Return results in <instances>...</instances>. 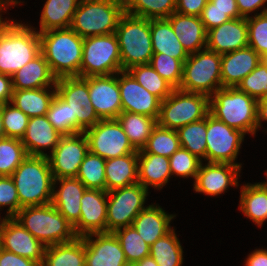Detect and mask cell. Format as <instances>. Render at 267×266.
<instances>
[{"instance_id":"cell-1","label":"cell","mask_w":267,"mask_h":266,"mask_svg":"<svg viewBox=\"0 0 267 266\" xmlns=\"http://www.w3.org/2000/svg\"><path fill=\"white\" fill-rule=\"evenodd\" d=\"M40 53L41 41L38 31L14 20L0 19L1 74L12 76Z\"/></svg>"},{"instance_id":"cell-2","label":"cell","mask_w":267,"mask_h":266,"mask_svg":"<svg viewBox=\"0 0 267 266\" xmlns=\"http://www.w3.org/2000/svg\"><path fill=\"white\" fill-rule=\"evenodd\" d=\"M38 33L41 41V53L53 75L57 79L80 76L84 39L71 28Z\"/></svg>"},{"instance_id":"cell-3","label":"cell","mask_w":267,"mask_h":266,"mask_svg":"<svg viewBox=\"0 0 267 266\" xmlns=\"http://www.w3.org/2000/svg\"><path fill=\"white\" fill-rule=\"evenodd\" d=\"M11 178L18 192L20 210L51 203L54 177L46 156L27 155Z\"/></svg>"},{"instance_id":"cell-4","label":"cell","mask_w":267,"mask_h":266,"mask_svg":"<svg viewBox=\"0 0 267 266\" xmlns=\"http://www.w3.org/2000/svg\"><path fill=\"white\" fill-rule=\"evenodd\" d=\"M209 113L245 134H256L257 100L237 87H222L209 97Z\"/></svg>"},{"instance_id":"cell-5","label":"cell","mask_w":267,"mask_h":266,"mask_svg":"<svg viewBox=\"0 0 267 266\" xmlns=\"http://www.w3.org/2000/svg\"><path fill=\"white\" fill-rule=\"evenodd\" d=\"M14 218L46 247L77 237L73 226L51 203L23 207Z\"/></svg>"},{"instance_id":"cell-6","label":"cell","mask_w":267,"mask_h":266,"mask_svg":"<svg viewBox=\"0 0 267 266\" xmlns=\"http://www.w3.org/2000/svg\"><path fill=\"white\" fill-rule=\"evenodd\" d=\"M124 13L122 0H80L70 28L83 39L112 34Z\"/></svg>"},{"instance_id":"cell-7","label":"cell","mask_w":267,"mask_h":266,"mask_svg":"<svg viewBox=\"0 0 267 266\" xmlns=\"http://www.w3.org/2000/svg\"><path fill=\"white\" fill-rule=\"evenodd\" d=\"M115 34L119 42L122 71L150 63L153 55L150 19L124 13Z\"/></svg>"},{"instance_id":"cell-8","label":"cell","mask_w":267,"mask_h":266,"mask_svg":"<svg viewBox=\"0 0 267 266\" xmlns=\"http://www.w3.org/2000/svg\"><path fill=\"white\" fill-rule=\"evenodd\" d=\"M220 88L221 54L207 48L189 54L183 63L179 89L211 97Z\"/></svg>"},{"instance_id":"cell-9","label":"cell","mask_w":267,"mask_h":266,"mask_svg":"<svg viewBox=\"0 0 267 266\" xmlns=\"http://www.w3.org/2000/svg\"><path fill=\"white\" fill-rule=\"evenodd\" d=\"M208 113L207 95L177 88L161 101L157 124L177 131L182 126L205 118Z\"/></svg>"},{"instance_id":"cell-10","label":"cell","mask_w":267,"mask_h":266,"mask_svg":"<svg viewBox=\"0 0 267 266\" xmlns=\"http://www.w3.org/2000/svg\"><path fill=\"white\" fill-rule=\"evenodd\" d=\"M122 71L115 33L84 38L80 77L109 76Z\"/></svg>"},{"instance_id":"cell-11","label":"cell","mask_w":267,"mask_h":266,"mask_svg":"<svg viewBox=\"0 0 267 266\" xmlns=\"http://www.w3.org/2000/svg\"><path fill=\"white\" fill-rule=\"evenodd\" d=\"M55 87L56 94L69 105L72 112V134L84 132L101 120L91 104L86 77L59 78Z\"/></svg>"},{"instance_id":"cell-12","label":"cell","mask_w":267,"mask_h":266,"mask_svg":"<svg viewBox=\"0 0 267 266\" xmlns=\"http://www.w3.org/2000/svg\"><path fill=\"white\" fill-rule=\"evenodd\" d=\"M148 193L140 183L108 191L106 233L132 226L135 217L145 208Z\"/></svg>"},{"instance_id":"cell-13","label":"cell","mask_w":267,"mask_h":266,"mask_svg":"<svg viewBox=\"0 0 267 266\" xmlns=\"http://www.w3.org/2000/svg\"><path fill=\"white\" fill-rule=\"evenodd\" d=\"M89 151L105 160L138 153L117 119H101L84 131Z\"/></svg>"},{"instance_id":"cell-14","label":"cell","mask_w":267,"mask_h":266,"mask_svg":"<svg viewBox=\"0 0 267 266\" xmlns=\"http://www.w3.org/2000/svg\"><path fill=\"white\" fill-rule=\"evenodd\" d=\"M245 135L242 131L228 126L208 113L206 160L212 163L238 165L242 168V165L235 163V160Z\"/></svg>"},{"instance_id":"cell-15","label":"cell","mask_w":267,"mask_h":266,"mask_svg":"<svg viewBox=\"0 0 267 266\" xmlns=\"http://www.w3.org/2000/svg\"><path fill=\"white\" fill-rule=\"evenodd\" d=\"M88 152L89 145L84 132L62 135L58 145L47 155L54 179L76 177Z\"/></svg>"},{"instance_id":"cell-16","label":"cell","mask_w":267,"mask_h":266,"mask_svg":"<svg viewBox=\"0 0 267 266\" xmlns=\"http://www.w3.org/2000/svg\"><path fill=\"white\" fill-rule=\"evenodd\" d=\"M0 247L42 265L46 246L14 217L0 219Z\"/></svg>"},{"instance_id":"cell-17","label":"cell","mask_w":267,"mask_h":266,"mask_svg":"<svg viewBox=\"0 0 267 266\" xmlns=\"http://www.w3.org/2000/svg\"><path fill=\"white\" fill-rule=\"evenodd\" d=\"M88 90L91 104L100 119H116L122 112L119 72L109 76H90Z\"/></svg>"},{"instance_id":"cell-18","label":"cell","mask_w":267,"mask_h":266,"mask_svg":"<svg viewBox=\"0 0 267 266\" xmlns=\"http://www.w3.org/2000/svg\"><path fill=\"white\" fill-rule=\"evenodd\" d=\"M122 111L158 119L161 100L151 94L128 72H119Z\"/></svg>"},{"instance_id":"cell-19","label":"cell","mask_w":267,"mask_h":266,"mask_svg":"<svg viewBox=\"0 0 267 266\" xmlns=\"http://www.w3.org/2000/svg\"><path fill=\"white\" fill-rule=\"evenodd\" d=\"M81 216L73 227L77 237L92 233H106L107 192L100 189H86L80 200Z\"/></svg>"},{"instance_id":"cell-20","label":"cell","mask_w":267,"mask_h":266,"mask_svg":"<svg viewBox=\"0 0 267 266\" xmlns=\"http://www.w3.org/2000/svg\"><path fill=\"white\" fill-rule=\"evenodd\" d=\"M241 168L227 163H201L194 180V190L208 196L220 195L229 186H239L238 176Z\"/></svg>"},{"instance_id":"cell-21","label":"cell","mask_w":267,"mask_h":266,"mask_svg":"<svg viewBox=\"0 0 267 266\" xmlns=\"http://www.w3.org/2000/svg\"><path fill=\"white\" fill-rule=\"evenodd\" d=\"M94 236L96 237L94 240ZM85 266H128L124 251L113 233H92L82 237Z\"/></svg>"},{"instance_id":"cell-22","label":"cell","mask_w":267,"mask_h":266,"mask_svg":"<svg viewBox=\"0 0 267 266\" xmlns=\"http://www.w3.org/2000/svg\"><path fill=\"white\" fill-rule=\"evenodd\" d=\"M248 46L247 18L230 19L207 31L206 48L225 54Z\"/></svg>"},{"instance_id":"cell-23","label":"cell","mask_w":267,"mask_h":266,"mask_svg":"<svg viewBox=\"0 0 267 266\" xmlns=\"http://www.w3.org/2000/svg\"><path fill=\"white\" fill-rule=\"evenodd\" d=\"M60 183L56 189V183ZM87 188L76 177L54 179L51 204L74 227L81 216V198Z\"/></svg>"},{"instance_id":"cell-24","label":"cell","mask_w":267,"mask_h":266,"mask_svg":"<svg viewBox=\"0 0 267 266\" xmlns=\"http://www.w3.org/2000/svg\"><path fill=\"white\" fill-rule=\"evenodd\" d=\"M262 57L251 47L221 55L222 87H237L241 80L252 72Z\"/></svg>"},{"instance_id":"cell-25","label":"cell","mask_w":267,"mask_h":266,"mask_svg":"<svg viewBox=\"0 0 267 266\" xmlns=\"http://www.w3.org/2000/svg\"><path fill=\"white\" fill-rule=\"evenodd\" d=\"M62 134L58 132L48 121L47 116H36L29 118L26 133L21 139L26 153L31 156H46L44 149L51 152L58 145Z\"/></svg>"},{"instance_id":"cell-26","label":"cell","mask_w":267,"mask_h":266,"mask_svg":"<svg viewBox=\"0 0 267 266\" xmlns=\"http://www.w3.org/2000/svg\"><path fill=\"white\" fill-rule=\"evenodd\" d=\"M171 27L188 54L206 48L207 31L199 16L172 13L168 18Z\"/></svg>"},{"instance_id":"cell-27","label":"cell","mask_w":267,"mask_h":266,"mask_svg":"<svg viewBox=\"0 0 267 266\" xmlns=\"http://www.w3.org/2000/svg\"><path fill=\"white\" fill-rule=\"evenodd\" d=\"M174 217L176 216L166 213L160 206L151 204L135 217L132 226L141 238L151 246L156 240L173 229L170 222Z\"/></svg>"},{"instance_id":"cell-28","label":"cell","mask_w":267,"mask_h":266,"mask_svg":"<svg viewBox=\"0 0 267 266\" xmlns=\"http://www.w3.org/2000/svg\"><path fill=\"white\" fill-rule=\"evenodd\" d=\"M11 77L13 90L55 87L57 81L42 53Z\"/></svg>"},{"instance_id":"cell-29","label":"cell","mask_w":267,"mask_h":266,"mask_svg":"<svg viewBox=\"0 0 267 266\" xmlns=\"http://www.w3.org/2000/svg\"><path fill=\"white\" fill-rule=\"evenodd\" d=\"M138 183V153L105 161V191Z\"/></svg>"},{"instance_id":"cell-30","label":"cell","mask_w":267,"mask_h":266,"mask_svg":"<svg viewBox=\"0 0 267 266\" xmlns=\"http://www.w3.org/2000/svg\"><path fill=\"white\" fill-rule=\"evenodd\" d=\"M171 174L168 157L153 153H138V183L148 190L152 186L157 190L162 189Z\"/></svg>"},{"instance_id":"cell-31","label":"cell","mask_w":267,"mask_h":266,"mask_svg":"<svg viewBox=\"0 0 267 266\" xmlns=\"http://www.w3.org/2000/svg\"><path fill=\"white\" fill-rule=\"evenodd\" d=\"M150 32L153 53H164L179 59L182 63L188 58L189 54L175 35L167 18L150 19Z\"/></svg>"},{"instance_id":"cell-32","label":"cell","mask_w":267,"mask_h":266,"mask_svg":"<svg viewBox=\"0 0 267 266\" xmlns=\"http://www.w3.org/2000/svg\"><path fill=\"white\" fill-rule=\"evenodd\" d=\"M13 90L11 104L24 112L29 118L45 116L56 95V87Z\"/></svg>"},{"instance_id":"cell-33","label":"cell","mask_w":267,"mask_h":266,"mask_svg":"<svg viewBox=\"0 0 267 266\" xmlns=\"http://www.w3.org/2000/svg\"><path fill=\"white\" fill-rule=\"evenodd\" d=\"M85 243L82 237L45 248L41 266H85Z\"/></svg>"},{"instance_id":"cell-34","label":"cell","mask_w":267,"mask_h":266,"mask_svg":"<svg viewBox=\"0 0 267 266\" xmlns=\"http://www.w3.org/2000/svg\"><path fill=\"white\" fill-rule=\"evenodd\" d=\"M79 2L80 0H47L41 13L38 32L70 28Z\"/></svg>"},{"instance_id":"cell-35","label":"cell","mask_w":267,"mask_h":266,"mask_svg":"<svg viewBox=\"0 0 267 266\" xmlns=\"http://www.w3.org/2000/svg\"><path fill=\"white\" fill-rule=\"evenodd\" d=\"M240 210L256 225L267 220V188L262 183L241 186Z\"/></svg>"},{"instance_id":"cell-36","label":"cell","mask_w":267,"mask_h":266,"mask_svg":"<svg viewBox=\"0 0 267 266\" xmlns=\"http://www.w3.org/2000/svg\"><path fill=\"white\" fill-rule=\"evenodd\" d=\"M116 119L136 150H141L147 144L153 128L157 125V119L125 111H122Z\"/></svg>"},{"instance_id":"cell-37","label":"cell","mask_w":267,"mask_h":266,"mask_svg":"<svg viewBox=\"0 0 267 266\" xmlns=\"http://www.w3.org/2000/svg\"><path fill=\"white\" fill-rule=\"evenodd\" d=\"M150 256L158 266H182L183 248L174 229L150 246Z\"/></svg>"},{"instance_id":"cell-38","label":"cell","mask_w":267,"mask_h":266,"mask_svg":"<svg viewBox=\"0 0 267 266\" xmlns=\"http://www.w3.org/2000/svg\"><path fill=\"white\" fill-rule=\"evenodd\" d=\"M125 13L146 19L168 18L176 11V0H125Z\"/></svg>"},{"instance_id":"cell-39","label":"cell","mask_w":267,"mask_h":266,"mask_svg":"<svg viewBox=\"0 0 267 266\" xmlns=\"http://www.w3.org/2000/svg\"><path fill=\"white\" fill-rule=\"evenodd\" d=\"M177 133L182 148L206 161L207 115L199 121L182 126Z\"/></svg>"},{"instance_id":"cell-40","label":"cell","mask_w":267,"mask_h":266,"mask_svg":"<svg viewBox=\"0 0 267 266\" xmlns=\"http://www.w3.org/2000/svg\"><path fill=\"white\" fill-rule=\"evenodd\" d=\"M180 147L177 131L157 124L153 128L147 144L141 150H138V153H153L169 158Z\"/></svg>"},{"instance_id":"cell-41","label":"cell","mask_w":267,"mask_h":266,"mask_svg":"<svg viewBox=\"0 0 267 266\" xmlns=\"http://www.w3.org/2000/svg\"><path fill=\"white\" fill-rule=\"evenodd\" d=\"M113 234L118 239L129 265H135L144 257L150 256V246L141 238L133 226L118 229Z\"/></svg>"},{"instance_id":"cell-42","label":"cell","mask_w":267,"mask_h":266,"mask_svg":"<svg viewBox=\"0 0 267 266\" xmlns=\"http://www.w3.org/2000/svg\"><path fill=\"white\" fill-rule=\"evenodd\" d=\"M127 71L141 86L161 101L167 98L174 89L156 72L150 63L133 66Z\"/></svg>"},{"instance_id":"cell-43","label":"cell","mask_w":267,"mask_h":266,"mask_svg":"<svg viewBox=\"0 0 267 266\" xmlns=\"http://www.w3.org/2000/svg\"><path fill=\"white\" fill-rule=\"evenodd\" d=\"M105 159L91 153L86 154L76 176L87 189L105 191Z\"/></svg>"},{"instance_id":"cell-44","label":"cell","mask_w":267,"mask_h":266,"mask_svg":"<svg viewBox=\"0 0 267 266\" xmlns=\"http://www.w3.org/2000/svg\"><path fill=\"white\" fill-rule=\"evenodd\" d=\"M22 141L16 138L0 140V176H11L27 157Z\"/></svg>"},{"instance_id":"cell-45","label":"cell","mask_w":267,"mask_h":266,"mask_svg":"<svg viewBox=\"0 0 267 266\" xmlns=\"http://www.w3.org/2000/svg\"><path fill=\"white\" fill-rule=\"evenodd\" d=\"M150 65L174 89L180 87L183 72V63L164 53H153Z\"/></svg>"},{"instance_id":"cell-46","label":"cell","mask_w":267,"mask_h":266,"mask_svg":"<svg viewBox=\"0 0 267 266\" xmlns=\"http://www.w3.org/2000/svg\"><path fill=\"white\" fill-rule=\"evenodd\" d=\"M248 46L261 57L267 54V7L247 18Z\"/></svg>"},{"instance_id":"cell-47","label":"cell","mask_w":267,"mask_h":266,"mask_svg":"<svg viewBox=\"0 0 267 266\" xmlns=\"http://www.w3.org/2000/svg\"><path fill=\"white\" fill-rule=\"evenodd\" d=\"M1 112L5 136L21 140L26 133L29 117L11 103L1 104Z\"/></svg>"},{"instance_id":"cell-48","label":"cell","mask_w":267,"mask_h":266,"mask_svg":"<svg viewBox=\"0 0 267 266\" xmlns=\"http://www.w3.org/2000/svg\"><path fill=\"white\" fill-rule=\"evenodd\" d=\"M170 170L172 175L183 178H196L202 160L187 149L180 147L170 157Z\"/></svg>"},{"instance_id":"cell-49","label":"cell","mask_w":267,"mask_h":266,"mask_svg":"<svg viewBox=\"0 0 267 266\" xmlns=\"http://www.w3.org/2000/svg\"><path fill=\"white\" fill-rule=\"evenodd\" d=\"M237 88L256 100L267 97V66L261 61L241 80Z\"/></svg>"},{"instance_id":"cell-50","label":"cell","mask_w":267,"mask_h":266,"mask_svg":"<svg viewBox=\"0 0 267 266\" xmlns=\"http://www.w3.org/2000/svg\"><path fill=\"white\" fill-rule=\"evenodd\" d=\"M46 116L53 127L62 135L72 134V112L69 105L57 94L54 96Z\"/></svg>"},{"instance_id":"cell-51","label":"cell","mask_w":267,"mask_h":266,"mask_svg":"<svg viewBox=\"0 0 267 266\" xmlns=\"http://www.w3.org/2000/svg\"><path fill=\"white\" fill-rule=\"evenodd\" d=\"M3 206H9L5 215L8 218L14 217L20 210L18 192L11 176H0V207Z\"/></svg>"},{"instance_id":"cell-52","label":"cell","mask_w":267,"mask_h":266,"mask_svg":"<svg viewBox=\"0 0 267 266\" xmlns=\"http://www.w3.org/2000/svg\"><path fill=\"white\" fill-rule=\"evenodd\" d=\"M199 17L206 31L231 19L226 12L220 11L219 9H210V1L206 3Z\"/></svg>"},{"instance_id":"cell-53","label":"cell","mask_w":267,"mask_h":266,"mask_svg":"<svg viewBox=\"0 0 267 266\" xmlns=\"http://www.w3.org/2000/svg\"><path fill=\"white\" fill-rule=\"evenodd\" d=\"M0 266H41L38 262L0 247Z\"/></svg>"},{"instance_id":"cell-54","label":"cell","mask_w":267,"mask_h":266,"mask_svg":"<svg viewBox=\"0 0 267 266\" xmlns=\"http://www.w3.org/2000/svg\"><path fill=\"white\" fill-rule=\"evenodd\" d=\"M209 0H176V11L184 15L200 16Z\"/></svg>"},{"instance_id":"cell-55","label":"cell","mask_w":267,"mask_h":266,"mask_svg":"<svg viewBox=\"0 0 267 266\" xmlns=\"http://www.w3.org/2000/svg\"><path fill=\"white\" fill-rule=\"evenodd\" d=\"M210 9L226 12L231 19L241 18L236 0H209Z\"/></svg>"},{"instance_id":"cell-56","label":"cell","mask_w":267,"mask_h":266,"mask_svg":"<svg viewBox=\"0 0 267 266\" xmlns=\"http://www.w3.org/2000/svg\"><path fill=\"white\" fill-rule=\"evenodd\" d=\"M239 14L243 18H248L249 14L261 8L267 0H236Z\"/></svg>"},{"instance_id":"cell-57","label":"cell","mask_w":267,"mask_h":266,"mask_svg":"<svg viewBox=\"0 0 267 266\" xmlns=\"http://www.w3.org/2000/svg\"><path fill=\"white\" fill-rule=\"evenodd\" d=\"M13 94L12 77L0 73V105L10 103Z\"/></svg>"},{"instance_id":"cell-58","label":"cell","mask_w":267,"mask_h":266,"mask_svg":"<svg viewBox=\"0 0 267 266\" xmlns=\"http://www.w3.org/2000/svg\"><path fill=\"white\" fill-rule=\"evenodd\" d=\"M245 266H267V249H256L249 254Z\"/></svg>"},{"instance_id":"cell-59","label":"cell","mask_w":267,"mask_h":266,"mask_svg":"<svg viewBox=\"0 0 267 266\" xmlns=\"http://www.w3.org/2000/svg\"><path fill=\"white\" fill-rule=\"evenodd\" d=\"M261 121H267V97L257 100V130Z\"/></svg>"},{"instance_id":"cell-60","label":"cell","mask_w":267,"mask_h":266,"mask_svg":"<svg viewBox=\"0 0 267 266\" xmlns=\"http://www.w3.org/2000/svg\"><path fill=\"white\" fill-rule=\"evenodd\" d=\"M135 266H158L156 261L151 257H144L142 260L138 261Z\"/></svg>"},{"instance_id":"cell-61","label":"cell","mask_w":267,"mask_h":266,"mask_svg":"<svg viewBox=\"0 0 267 266\" xmlns=\"http://www.w3.org/2000/svg\"><path fill=\"white\" fill-rule=\"evenodd\" d=\"M21 1L18 0H0V11L2 12L3 9H7V7L11 5H15L20 3Z\"/></svg>"},{"instance_id":"cell-62","label":"cell","mask_w":267,"mask_h":266,"mask_svg":"<svg viewBox=\"0 0 267 266\" xmlns=\"http://www.w3.org/2000/svg\"><path fill=\"white\" fill-rule=\"evenodd\" d=\"M6 138L5 131L3 127V118H2V112H1V105H0V140Z\"/></svg>"},{"instance_id":"cell-63","label":"cell","mask_w":267,"mask_h":266,"mask_svg":"<svg viewBox=\"0 0 267 266\" xmlns=\"http://www.w3.org/2000/svg\"><path fill=\"white\" fill-rule=\"evenodd\" d=\"M262 62L267 66V54L262 57Z\"/></svg>"},{"instance_id":"cell-64","label":"cell","mask_w":267,"mask_h":266,"mask_svg":"<svg viewBox=\"0 0 267 266\" xmlns=\"http://www.w3.org/2000/svg\"><path fill=\"white\" fill-rule=\"evenodd\" d=\"M266 177H267V170H266ZM266 188H267V180H266V182L264 181V182H261Z\"/></svg>"}]
</instances>
